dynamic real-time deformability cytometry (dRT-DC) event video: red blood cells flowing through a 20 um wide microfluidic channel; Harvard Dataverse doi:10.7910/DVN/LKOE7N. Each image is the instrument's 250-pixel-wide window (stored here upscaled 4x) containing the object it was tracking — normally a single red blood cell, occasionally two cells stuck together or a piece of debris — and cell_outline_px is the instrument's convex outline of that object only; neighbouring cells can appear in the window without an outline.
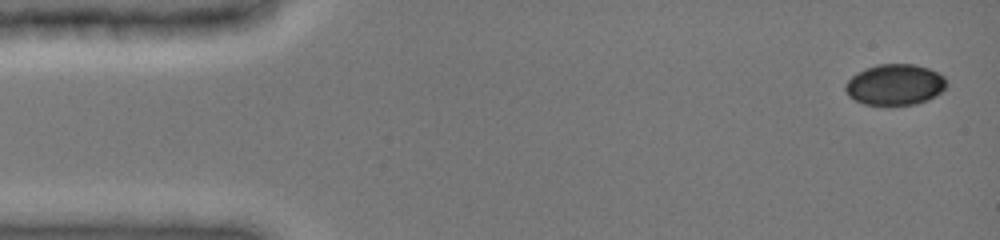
{"species": "common noctule bat (a hibernating species)", "species_latin": "Nyctalus noctula", "temperature_condition": "cold", "stored_images_in_passage": 5, "camera_frame_rate_fps": 3000, "um_per_image_px": 0.085, "animal": {"sex": "female", "body_mass_g": 19.0, "forearm_length_mm": 51.5}, "frame": {"image": 1, "passage_image": 1, "time_ms": 0.0, "image_size_px": [1000, 240], "cell_outline_px": [[948, 84], [936, 96], [928, 100], [916, 104], [864, 104], [848, 96], [844, 88], [844, 84], [856, 72], [864, 68], [876, 64], [912, 64], [928, 68], [944, 76]], "centroid_in_image_um": [76.05, 7.18], "position_along_channel_um": 8.9, "area_um2": 24.16}}
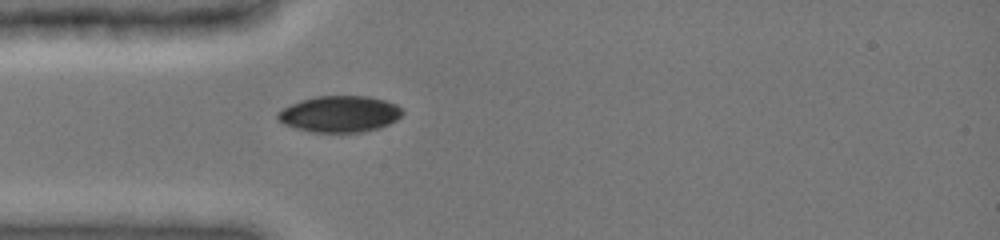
{"frame": {"image": 2, "passage_image": 5, "time_ms": 4.0, "image_size_px": [1000, 240], "cell_outline_px": [[404, 112], [396, 120], [380, 128], [364, 132], [308, 132], [284, 124], [276, 116], [276, 112], [300, 100], [316, 96], [368, 96], [384, 100], [396, 104]], "centroid_in_image_um": [28.87, 9.69], "position_along_channel_um": 56.1, "area_um2": 26.41}}